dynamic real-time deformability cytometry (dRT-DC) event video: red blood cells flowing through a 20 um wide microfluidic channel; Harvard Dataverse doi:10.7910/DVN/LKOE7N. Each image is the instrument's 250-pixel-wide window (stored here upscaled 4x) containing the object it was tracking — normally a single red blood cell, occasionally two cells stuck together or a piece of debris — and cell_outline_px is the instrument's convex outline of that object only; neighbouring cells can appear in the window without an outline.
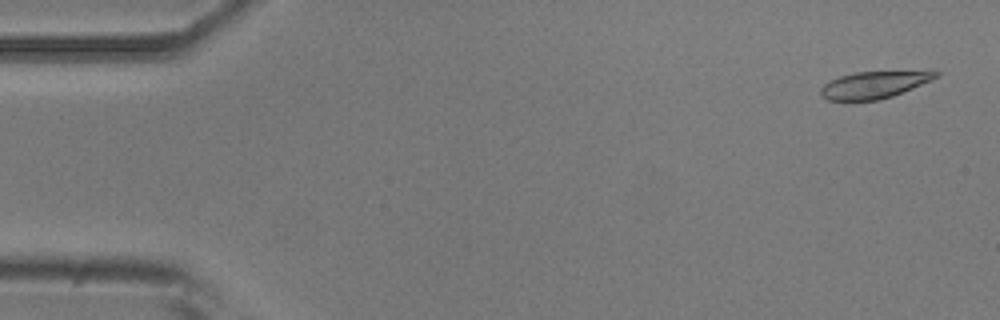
{"species": "common noctule bat (a hibernating species)", "species_latin": "Nyctalus noctula", "temperature_condition": "room temperature", "stored_images_in_passage": 5, "camera_frame_rate_fps": 3000, "um_per_image_px": 0.085, "animal": {"sex": "male", "body_mass_g": 20.5, "forearm_length_mm": 52.5}, "frame": {"image": 1, "passage_image": 1, "time_ms": 0.0, "image_size_px": [1000, 320], "cell_outline_px": [[940, 76], [912, 88], [892, 96], [880, 100], [828, 100], [820, 96], [820, 88], [824, 84], [840, 76], [856, 72], [940, 72]], "centroid_in_image_um": [74.23, 7.23], "position_along_channel_um": 10.8, "area_um2": 17.63}}
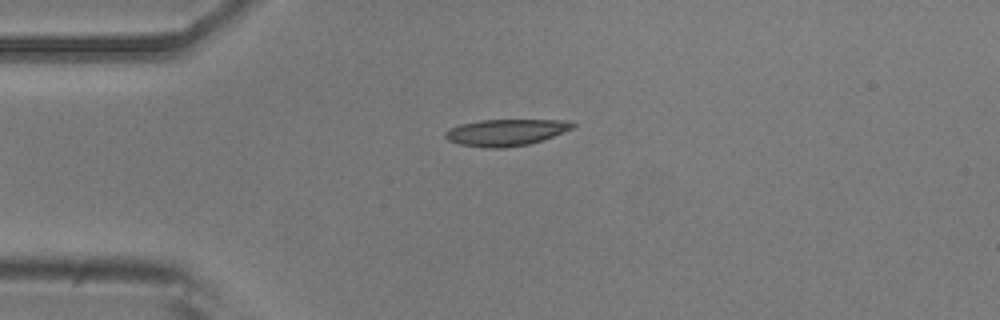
{"frame": {"image": 2, "passage_image": 4, "time_ms": 3.667, "image_size_px": [1000, 320], "cell_outline_px": [[576, 124], [572, 128], [552, 136], [528, 144], [504, 148], [484, 148], [460, 144], [448, 140], [444, 136], [444, 132], [448, 128], [460, 124], [480, 120], [572, 120]], "centroid_in_image_um": [42.96, 11.25], "position_along_channel_um": 42.0, "area_um2": 19.71}}